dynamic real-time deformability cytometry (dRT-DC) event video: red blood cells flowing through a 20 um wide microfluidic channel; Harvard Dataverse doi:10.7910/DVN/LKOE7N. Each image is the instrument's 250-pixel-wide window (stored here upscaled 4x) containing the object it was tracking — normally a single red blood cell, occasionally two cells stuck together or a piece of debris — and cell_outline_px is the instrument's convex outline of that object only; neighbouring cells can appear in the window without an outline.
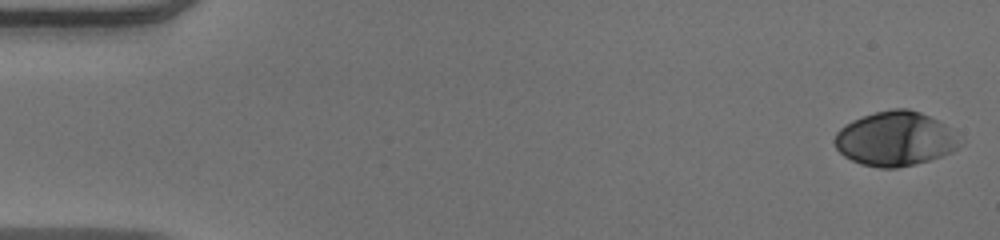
{"species": "human", "species_latin": "Homo sapiens", "temperature_condition": "warm", "stored_images_in_passage": 52, "camera_frame_rate_fps": 3000, "um_per_image_px": 0.085, "donor": {"sex": "male"}, "frame": {"image": 1, "passage_image": 1, "time_ms": 0.0, "image_size_px": [1000, 240], "cell_outline_px": [[964, 144], [952, 152], [916, 164], [896, 168], [880, 168], [860, 164], [844, 156], [836, 148], [832, 140], [836, 132], [844, 124], [852, 120], [876, 112], [892, 108], [908, 108], [920, 112], [952, 128], [964, 140]], "centroid_in_image_um": [76.12, 11.8], "position_along_channel_um": 8.9, "area_um2": 40.17}}
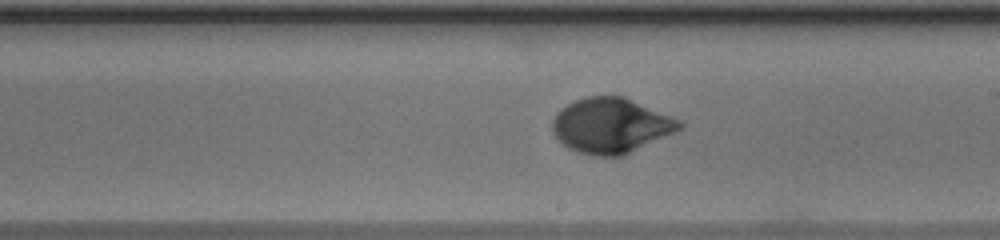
{"frame": {"image": 2, "passage_image": 30, "time_ms": 9.667, "image_size_px": [1000, 240], "cell_outline_px": [[684, 128], [620, 156], [592, 156], [568, 148], [552, 132], [552, 120], [556, 112], [560, 108], [576, 100], [588, 96], [624, 96], [680, 120], [684, 124]], "centroid_in_image_um": [51.91, 10.66], "position_along_channel_um": 237.1, "area_um2": 40.52}}
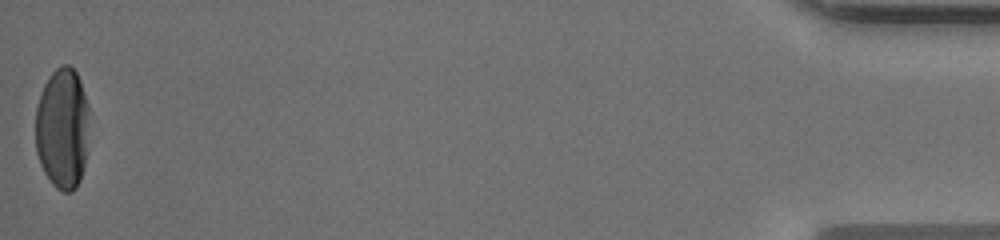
{"frame": {"image": 3, "passage_image": 52, "time_ms": 17.0, "image_size_px": [1000, 240], "cell_outline_px": [[88, 112], [84, 164], [80, 180], [76, 188], [72, 192], [64, 192], [56, 188], [52, 184], [44, 172], [40, 164], [36, 152], [36, 108], [40, 92], [44, 84], [52, 72], [60, 64], [68, 64], [76, 72], [80, 80], [88, 104]], "centroid_in_image_um": [5.28, 10.9], "position_along_channel_um": 429.9, "area_um2": 37.92}, "authors_computed_cell_mechanics": {"area_um2": 39.4196, "velocity_mm_per_s": 3.9256, "shape_relaxation_time_tau1_ms": 4.0626, "shape_relaxation_time_tau2_ms": null, "deformation_change_tau1": 0.211, "deformation_change_tau2": null}}